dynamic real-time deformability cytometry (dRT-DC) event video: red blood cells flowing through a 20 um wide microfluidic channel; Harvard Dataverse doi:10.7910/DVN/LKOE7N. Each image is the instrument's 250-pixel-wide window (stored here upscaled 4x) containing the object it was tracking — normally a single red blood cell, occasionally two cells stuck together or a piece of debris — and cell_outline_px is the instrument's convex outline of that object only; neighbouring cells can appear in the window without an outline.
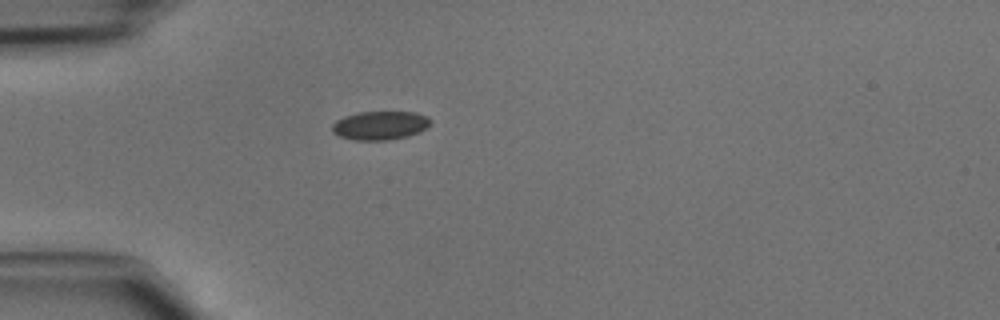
{"species": "common noctule bat (a hibernating species)", "species_latin": "Nyctalus noctula", "temperature_condition": "cold", "stored_images_in_passage": 34, "camera_frame_rate_fps": 3000, "um_per_image_px": 0.085, "animal": {"sex": "male", "body_mass_g": 15.6}, "frame": {"image": 1, "passage_image": 1, "time_ms": 0.0, "image_size_px": [1000, 320], "cell_outline_px": [[432, 124], [416, 132], [404, 136], [384, 140], [356, 140], [340, 136], [332, 132], [332, 124], [336, 120], [344, 116], [356, 112], [416, 112], [428, 116], [432, 120]], "centroid_in_image_um": [32.29, 10.64], "position_along_channel_um": 52.7, "area_um2": 16.3}}
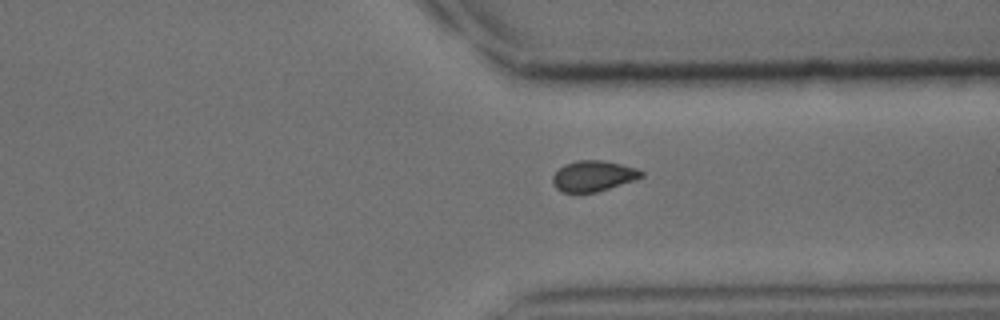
{"frame": {"image": 2, "passage_image": 23, "time_ms": 7.333, "image_size_px": [1000, 320], "cell_outline_px": [[644, 176], [636, 180], [596, 192], [564, 192], [556, 188], [552, 184], [552, 176], [564, 164], [576, 160], [604, 160], [636, 168], [644, 172]], "centroid_in_image_um": [50.44, 14.95], "position_along_channel_um": 361.0, "area_um2": 15.9}}
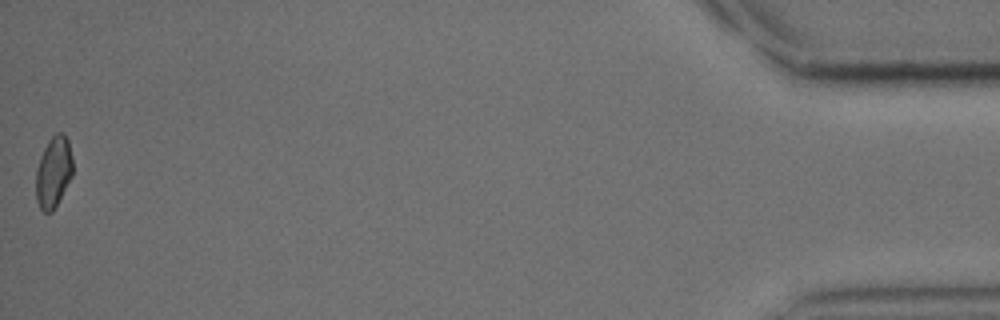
{"frame": {"image": 3, "passage_image": 34, "time_ms": 11.0, "image_size_px": [1000, 320], "cell_outline_px": [[72, 176], [52, 212], [44, 212], [40, 208], [36, 200], [36, 168], [40, 156], [48, 140], [56, 132], [64, 132], [68, 140], [72, 156]], "centroid_in_image_um": [4.54, 14.59], "position_along_channel_um": 430.7, "area_um2": 15.32}}